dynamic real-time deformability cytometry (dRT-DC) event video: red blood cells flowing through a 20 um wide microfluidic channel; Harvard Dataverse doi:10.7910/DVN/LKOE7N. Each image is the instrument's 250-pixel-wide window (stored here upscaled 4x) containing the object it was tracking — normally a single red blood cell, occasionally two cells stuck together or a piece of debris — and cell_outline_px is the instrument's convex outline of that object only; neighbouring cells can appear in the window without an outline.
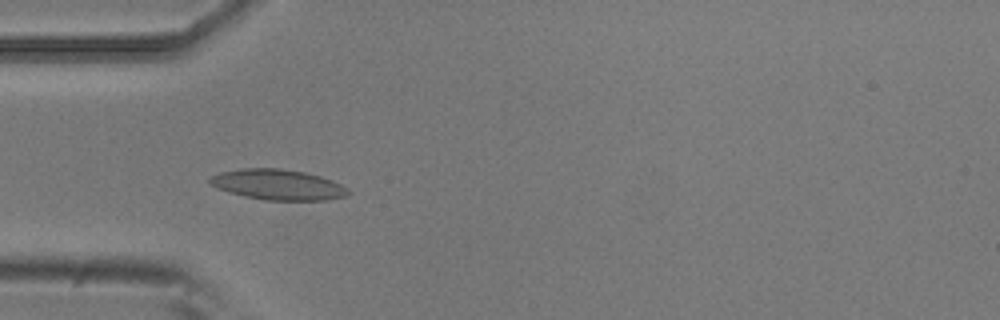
{"species": "common noctule bat (a hibernating species)", "species_latin": "Nyctalus noctula", "temperature_condition": "room temperature", "stored_images_in_passage": 5, "camera_frame_rate_fps": 3000, "um_per_image_px": 0.085, "animal": {"sex": "male", "body_mass_g": 20.5, "forearm_length_mm": 52.5}, "frame": {"image": 1, "passage_image": 4, "time_ms": 1.0, "image_size_px": [1000, 320], "cell_outline_px": [[352, 192], [344, 196], [328, 200], [264, 200], [244, 196], [228, 192], [216, 188], [208, 184], [208, 180], [212, 176], [220, 172], [244, 168], [280, 168], [304, 172], [320, 176], [332, 180], [348, 188]], "centroid_in_image_um": [23.61, 15.7], "position_along_channel_um": 61.4, "area_um2": 24.68}}
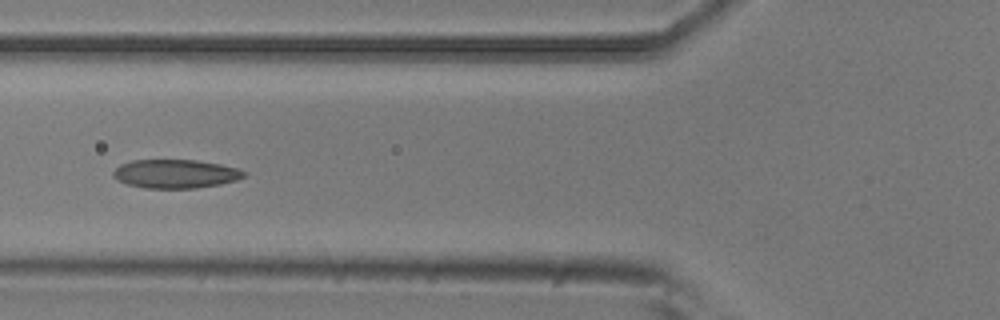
{"frame": {"image": 2, "passage_image": 5, "time_ms": 1.333, "image_size_px": [1000, 320], "cell_outline_px": [[248, 176], [236, 180], [220, 184], [196, 188], [144, 188], [128, 184], [112, 176], [112, 172], [120, 164], [132, 160], [196, 160], [220, 164], [236, 168], [248, 172]], "centroid_in_image_um": [14.95, 14.77], "position_along_channel_um": 110.9, "area_um2": 21.91}}